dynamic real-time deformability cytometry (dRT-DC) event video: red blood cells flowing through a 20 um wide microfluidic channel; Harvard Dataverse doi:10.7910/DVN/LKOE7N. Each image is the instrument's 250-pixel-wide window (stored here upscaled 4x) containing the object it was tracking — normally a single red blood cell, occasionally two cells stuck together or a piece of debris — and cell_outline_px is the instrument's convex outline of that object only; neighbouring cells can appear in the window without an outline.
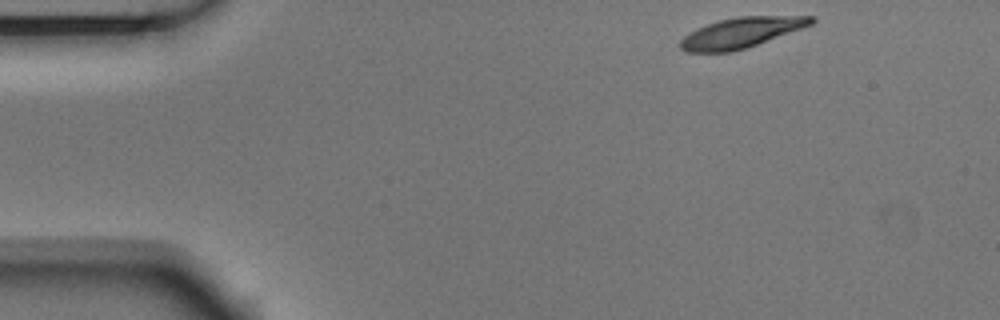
{"species": "Egyptian fruit bat (a non-hibernating species)", "species_latin": "Rousettus aegyptiacus", "temperature_condition": "room temperature", "stored_images_in_passage": 3, "camera_frame_rate_fps": 3000, "um_per_image_px": 0.085, "animal": {"sex": "male"}, "frame": {"image": 1, "passage_image": 1, "time_ms": 0.0, "image_size_px": [1000, 320], "cell_outline_px": [[816, 20], [812, 24], [756, 44], [732, 52], [688, 52], [680, 48], [676, 44], [684, 36], [696, 28], [720, 20], [740, 16], [816, 16]], "centroid_in_image_um": [62.95, 2.77], "position_along_channel_um": 22.1, "area_um2": 22.83}}
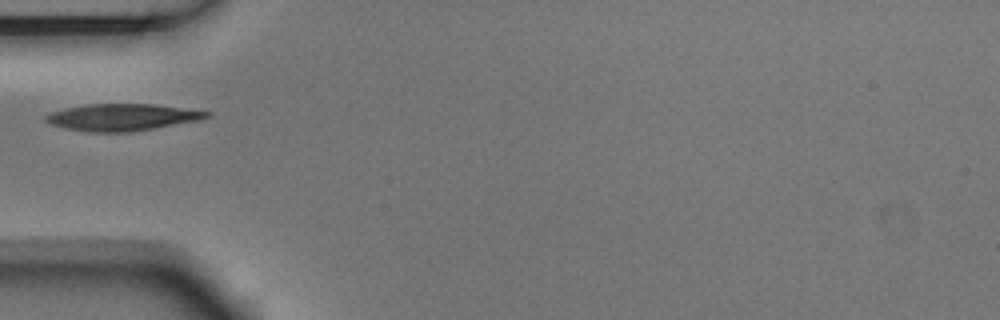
{"frame": {"image": 2, "passage_image": 3, "time_ms": 0.667, "image_size_px": [1000, 320], "cell_outline_px": [[212, 112], [208, 116], [200, 120], [128, 132], [88, 132], [64, 128], [52, 124], [44, 120], [44, 116], [52, 112], [64, 108], [84, 104], [156, 104]], "centroid_in_image_um": [10.35, 9.96], "position_along_channel_um": 74.7, "area_um2": 25.09}}